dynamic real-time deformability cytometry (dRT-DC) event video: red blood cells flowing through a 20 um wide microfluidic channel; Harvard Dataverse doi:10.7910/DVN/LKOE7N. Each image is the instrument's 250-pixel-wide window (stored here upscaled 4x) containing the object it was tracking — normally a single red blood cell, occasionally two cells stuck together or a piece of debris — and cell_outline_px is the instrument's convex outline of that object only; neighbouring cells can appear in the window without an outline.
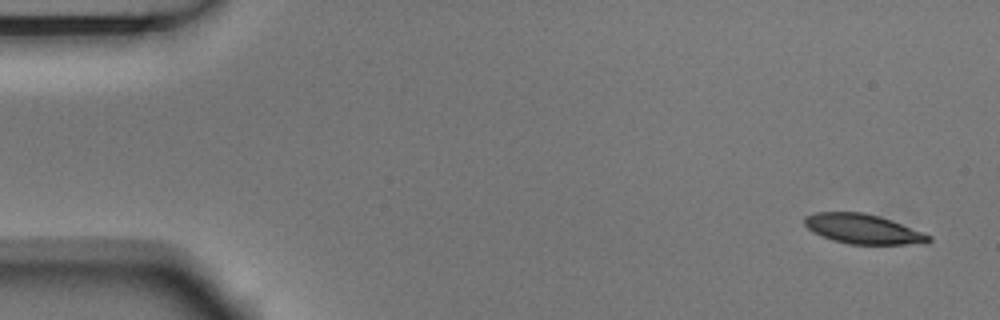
{"species": "Egyptian fruit bat (a non-hibernating species)", "species_latin": "Rousettus aegyptiacus", "temperature_condition": "room temperature", "stored_images_in_passage": 6, "camera_frame_rate_fps": 3000, "um_per_image_px": 0.085, "animal": {"sex": "male"}, "frame": {"image": 1, "passage_image": 1, "time_ms": 0.0, "image_size_px": [1000, 320], "cell_outline_px": [[932, 240], [928, 244], [848, 244], [832, 240], [812, 232], [804, 224], [804, 216], [816, 212], [864, 212], [880, 216], [892, 220], [932, 236]], "centroid_in_image_um": [73.37, 19.46], "position_along_channel_um": 11.6, "area_um2": 21.68}}
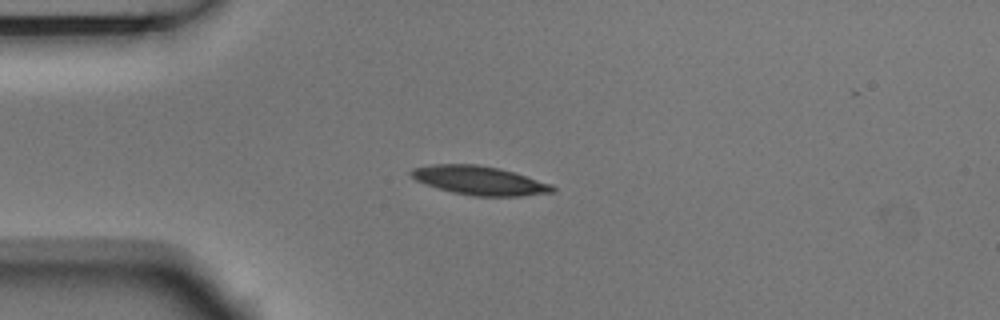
{"frame": {"image": 2, "passage_image": 4, "time_ms": 1.0, "image_size_px": [1000, 320], "cell_outline_px": [[556, 192], [520, 196], [472, 196], [452, 192], [424, 184], [416, 180], [408, 172], [412, 168], [436, 164], [476, 164], [500, 168], [552, 184], [556, 188]], "centroid_in_image_um": [40.76, 15.34], "position_along_channel_um": 44.2, "area_um2": 23.81}}
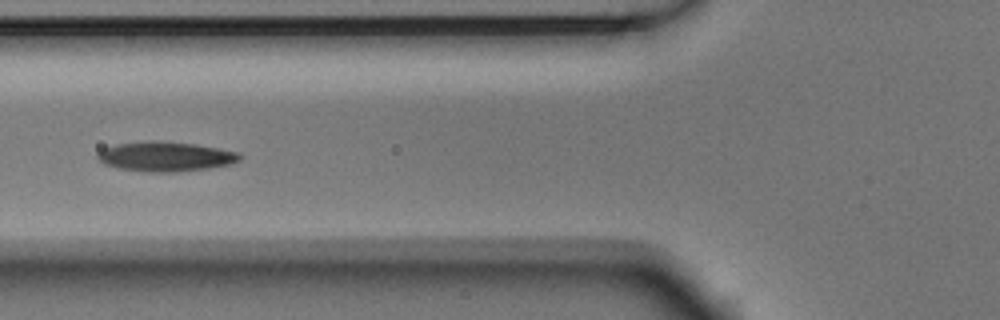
{"frame": {"image": 3, "passage_image": 6, "time_ms": 1.667, "image_size_px": [1000, 320], "cell_outline_px": [[244, 156], [240, 160], [232, 164], [208, 168], [176, 172], [148, 172], [120, 168], [104, 164], [96, 156], [104, 148], [116, 144], [144, 140], [160, 140], [196, 144], [220, 148], [240, 152]], "centroid_in_image_um": [14.13, 13.29], "position_along_channel_um": 111.7, "area_um2": 24.91}}